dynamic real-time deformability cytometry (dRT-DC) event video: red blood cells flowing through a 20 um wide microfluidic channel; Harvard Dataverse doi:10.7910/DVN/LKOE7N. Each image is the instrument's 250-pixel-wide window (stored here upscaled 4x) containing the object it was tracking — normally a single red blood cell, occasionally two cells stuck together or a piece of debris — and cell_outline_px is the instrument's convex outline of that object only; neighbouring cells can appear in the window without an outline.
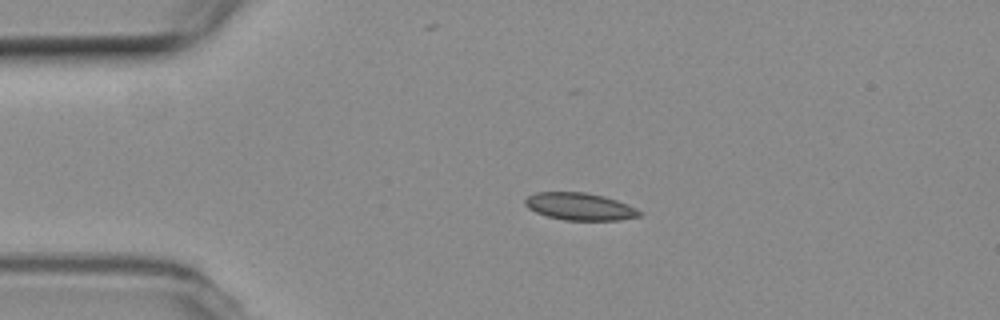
{"species": "common noctule bat (a hibernating species)", "species_latin": "Nyctalus noctula", "temperature_condition": "room temperature", "stored_images_in_passage": 44, "camera_frame_rate_fps": 3000, "um_per_image_px": 0.085, "animal": {"sex": "female", "body_mass_g": 19.3, "forearm_length_mm": 54.1}, "frame": {"image": 1, "passage_image": 1, "time_ms": 0.0, "image_size_px": [1000, 320], "cell_outline_px": [[644, 212], [640, 216], [620, 220], [564, 220], [548, 216], [536, 212], [528, 208], [524, 204], [524, 200], [528, 196], [536, 192], [584, 192], [604, 196], [628, 204]], "centroid_in_image_um": [49.3, 17.55], "position_along_channel_um": 35.7, "area_um2": 18.26}}
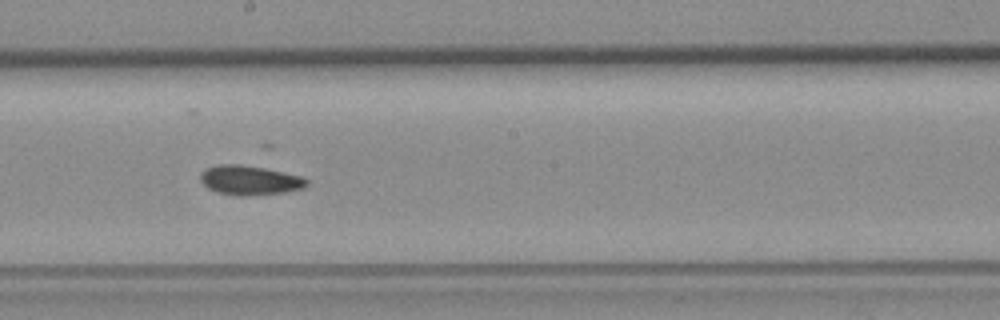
{"frame": {"image": 2, "passage_image": 19, "time_ms": 6.0, "image_size_px": [1000, 320], "cell_outline_px": [[308, 184], [304, 188], [288, 192], [248, 196], [236, 196], [216, 192], [208, 188], [200, 180], [200, 176], [208, 168], [220, 164], [240, 164], [264, 168], [304, 176], [308, 180]], "centroid_in_image_um": [21.28, 15.33], "position_along_channel_um": 226.9, "area_um2": 18.38}}
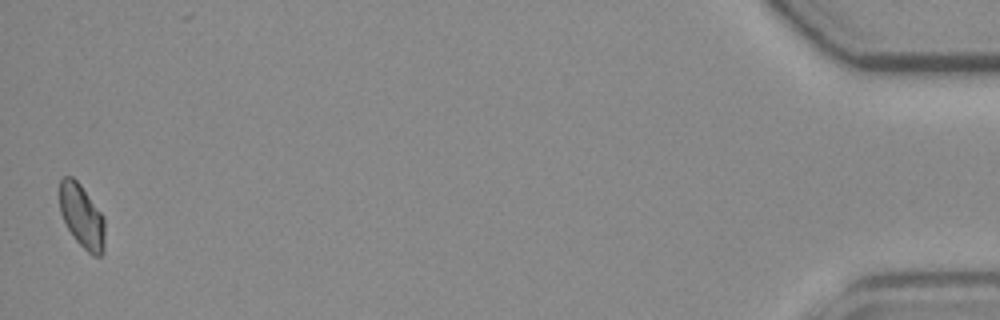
{"frame": {"image": 3, "passage_image": 43, "time_ms": 14.0, "image_size_px": [1000, 320], "cell_outline_px": [[104, 252], [100, 256], [92, 256], [76, 240], [68, 228], [60, 212], [60, 180], [64, 176], [72, 176], [80, 184], [104, 216]], "centroid_in_image_um": [6.97, 18.38], "position_along_channel_um": 428.2, "area_um2": 16.65}}